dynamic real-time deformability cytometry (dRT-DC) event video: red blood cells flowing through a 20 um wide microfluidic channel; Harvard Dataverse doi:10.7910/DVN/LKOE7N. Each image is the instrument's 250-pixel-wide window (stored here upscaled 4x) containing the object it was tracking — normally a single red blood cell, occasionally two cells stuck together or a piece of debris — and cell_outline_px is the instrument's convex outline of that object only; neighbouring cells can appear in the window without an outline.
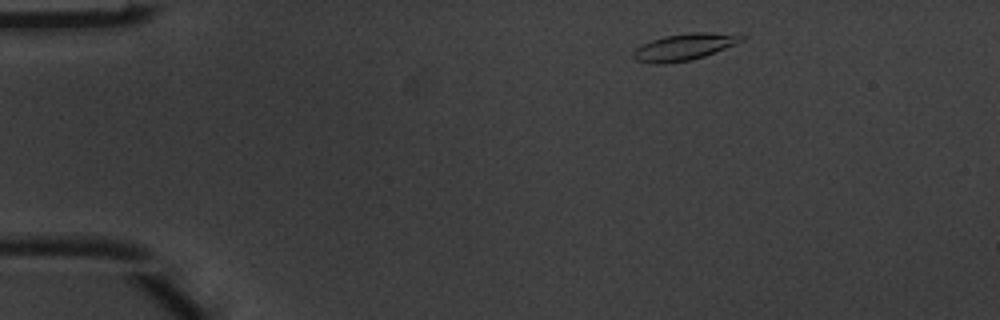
{"species": "common noctule bat (a hibernating species)", "species_latin": "Nyctalus noctula", "temperature_condition": "warm", "stored_images_in_passage": 3, "camera_frame_rate_fps": 3000, "um_per_image_px": 0.085, "animal": {"sex": "male", "body_mass_g": 20.1, "forearm_length_mm": 53.5}, "frame": {"image": 1, "passage_image": 1, "time_ms": 0.0, "image_size_px": [1000, 320], "cell_outline_px": [[744, 40], [736, 44], [704, 56], [692, 60], [664, 64], [652, 64], [636, 60], [632, 56], [632, 52], [636, 48], [652, 40], [664, 36], [692, 32], [704, 32], [744, 36]], "centroid_in_image_um": [58.11, 4.01], "position_along_channel_um": 26.9, "area_um2": 16.65}}